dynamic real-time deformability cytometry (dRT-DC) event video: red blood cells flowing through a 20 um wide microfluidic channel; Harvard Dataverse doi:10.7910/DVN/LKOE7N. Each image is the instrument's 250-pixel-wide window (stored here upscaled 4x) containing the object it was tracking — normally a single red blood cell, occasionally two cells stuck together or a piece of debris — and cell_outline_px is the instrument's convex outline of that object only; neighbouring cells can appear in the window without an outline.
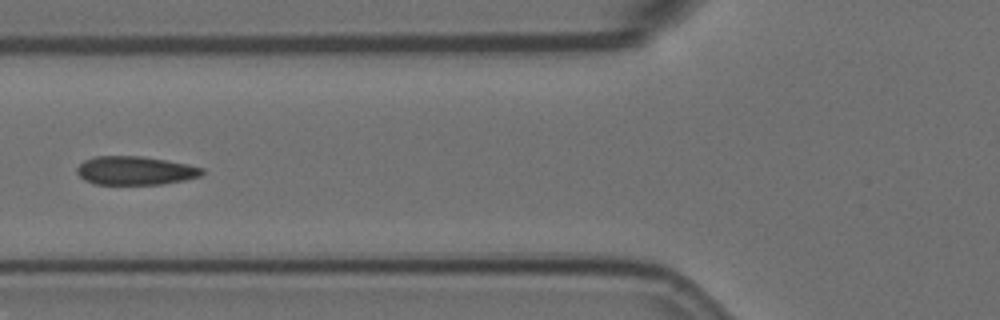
{"species": "Egyptian fruit bat (a non-hibernating species)", "species_latin": "Rousettus aegyptiacus", "temperature_condition": "room temperature", "stored_images_in_passage": 7, "camera_frame_rate_fps": 3000, "um_per_image_px": 0.085, "animal": {"sex": "female"}, "frame": {"image": 1, "passage_image": 7, "time_ms": 2.0, "image_size_px": [1000, 320], "cell_outline_px": [[204, 172], [200, 176], [184, 180], [160, 184], [96, 184], [84, 180], [76, 172], [76, 168], [84, 160], [96, 156], [144, 156], [188, 164], [204, 168]], "centroid_in_image_um": [11.49, 14.49], "position_along_channel_um": 114.3, "area_um2": 20.87}}